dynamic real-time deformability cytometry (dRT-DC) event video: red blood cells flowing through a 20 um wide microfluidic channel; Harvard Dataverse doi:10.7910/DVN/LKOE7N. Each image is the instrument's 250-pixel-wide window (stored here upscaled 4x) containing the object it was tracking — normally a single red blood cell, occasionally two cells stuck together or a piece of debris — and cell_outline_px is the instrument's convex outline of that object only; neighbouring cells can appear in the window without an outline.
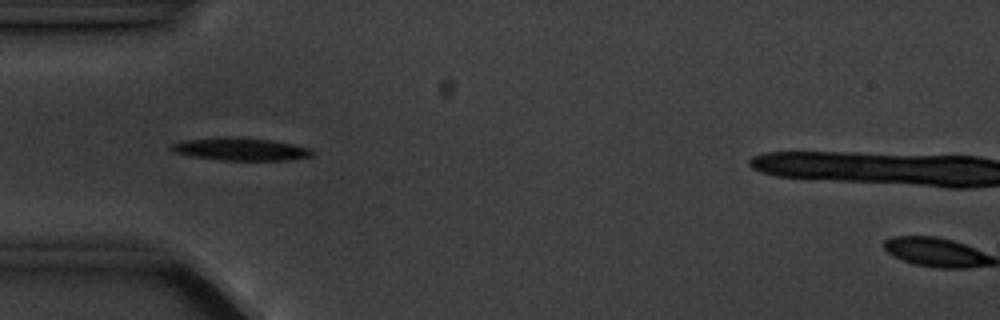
{"species": "common noctule bat (a hibernating species)", "species_latin": "Nyctalus noctula", "temperature_condition": "cold", "stored_images_in_passage": 4, "camera_frame_rate_fps": 3000, "um_per_image_px": 0.085, "animal": {"sex": "male", "body_mass_g": 20.1, "forearm_length_mm": 53.5}, "frame": {"image": 1, "passage_image": 3, "time_ms": 2.333, "image_size_px": [1000, 320], "cell_outline_px": [[316, 152], [312, 156], [288, 160], [220, 160], [192, 156], [172, 152], [168, 148], [172, 144], [180, 140], [228, 136], [272, 140], [312, 148]], "centroid_in_image_um": [20.43, 12.67], "position_along_channel_um": 64.6, "area_um2": 18.9}}